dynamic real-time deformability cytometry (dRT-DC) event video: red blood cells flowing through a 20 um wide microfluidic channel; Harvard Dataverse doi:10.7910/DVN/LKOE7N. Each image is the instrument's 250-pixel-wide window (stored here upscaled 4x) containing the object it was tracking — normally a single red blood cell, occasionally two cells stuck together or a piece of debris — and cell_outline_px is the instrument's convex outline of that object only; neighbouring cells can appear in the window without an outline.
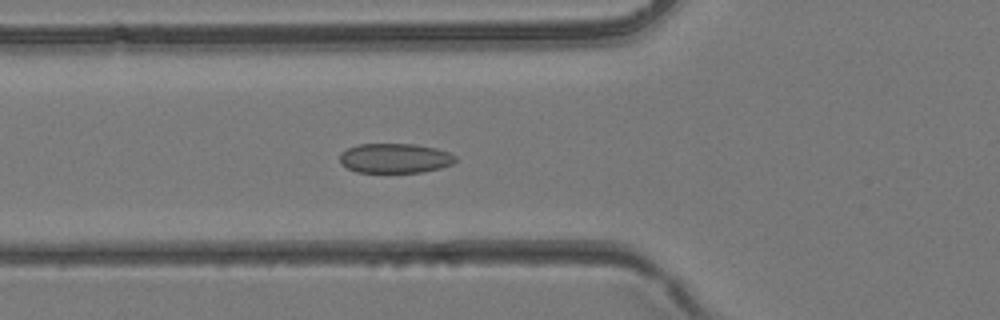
{"species": "common noctule bat (a hibernating species)", "species_latin": "Nyctalus noctula", "temperature_condition": "room temperature", "stored_images_in_passage": 22, "camera_frame_rate_fps": 3000, "um_per_image_px": 0.085, "animal": {"sex": "female", "body_mass_g": 24.6, "forearm_length_mm": 56.2}, "frame": {"image": 1, "passage_image": 3, "time_ms": 0.667, "image_size_px": [1000, 320], "cell_outline_px": [[456, 160], [452, 164], [440, 168], [420, 172], [356, 172], [340, 164], [340, 152], [348, 148], [360, 144], [416, 144], [436, 148], [448, 152], [456, 156]], "centroid_in_image_um": [33.56, 13.44], "position_along_channel_um": 92.2, "area_um2": 20.0}}
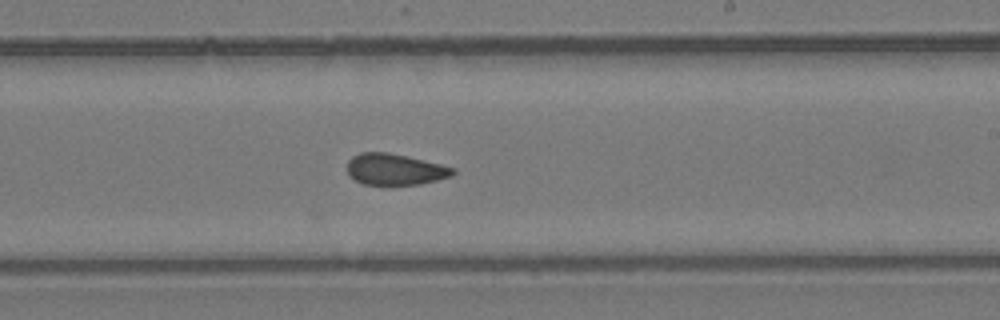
{"frame": {"image": 2, "passage_image": 13, "time_ms": 4.0, "image_size_px": [1000, 320], "cell_outline_px": [[456, 172], [452, 176], [420, 184], [364, 184], [348, 176], [348, 160], [352, 156], [360, 152], [388, 152], [440, 164], [456, 168]], "centroid_in_image_um": [33.57, 14.39], "position_along_channel_um": 255.4, "area_um2": 19.13}}
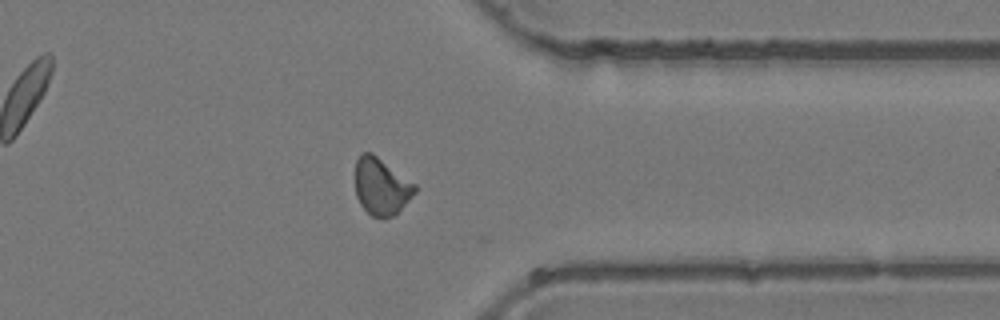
{"frame": {"image": 3, "passage_image": 21, "time_ms": 6.667, "image_size_px": [1000, 320], "cell_outline_px": [[416, 192], [392, 216], [384, 220], [372, 216], [360, 204], [356, 196], [356, 160], [360, 152], [372, 152], [416, 184]], "centroid_in_image_um": [32.39, 15.84], "position_along_channel_um": 379.0, "area_um2": 19.77}}